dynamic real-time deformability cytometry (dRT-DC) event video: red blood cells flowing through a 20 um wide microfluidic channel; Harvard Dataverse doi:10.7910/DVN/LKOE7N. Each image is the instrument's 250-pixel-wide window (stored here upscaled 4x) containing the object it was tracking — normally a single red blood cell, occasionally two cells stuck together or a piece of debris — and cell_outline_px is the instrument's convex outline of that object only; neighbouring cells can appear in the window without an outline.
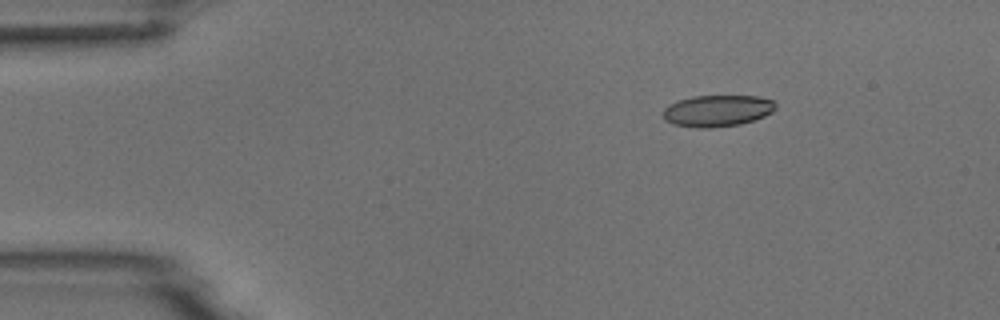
{"species": "common noctule bat (a hibernating species)", "species_latin": "Nyctalus noctula", "temperature_condition": "room temperature", "stored_images_in_passage": 6, "camera_frame_rate_fps": 3000, "um_per_image_px": 0.085, "animal": {"sex": "male", "body_mass_g": 18.8}, "frame": {"image": 1, "passage_image": 3, "time_ms": 2.333, "image_size_px": [1000, 320], "cell_outline_px": [[776, 108], [772, 112], [764, 116], [740, 124], [712, 128], [696, 128], [672, 124], [664, 120], [664, 108], [668, 104], [692, 96], [760, 96], [772, 100], [776, 104]], "centroid_in_image_um": [60.96, 9.42], "position_along_channel_um": 24.0, "area_um2": 20.75}}
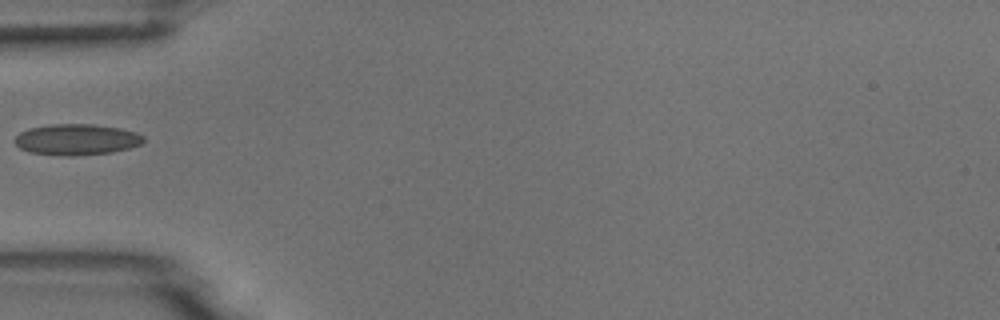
{"frame": {"image": 2, "passage_image": 6, "time_ms": 5.667, "image_size_px": [1000, 320], "cell_outline_px": [[144, 140], [140, 144], [128, 148], [112, 152], [76, 156], [64, 156], [28, 152], [20, 148], [12, 140], [20, 132], [28, 128], [52, 124], [92, 124], [120, 128], [136, 132], [144, 136]], "centroid_in_image_um": [6.48, 11.86], "position_along_channel_um": 78.5, "area_um2": 23.41}}